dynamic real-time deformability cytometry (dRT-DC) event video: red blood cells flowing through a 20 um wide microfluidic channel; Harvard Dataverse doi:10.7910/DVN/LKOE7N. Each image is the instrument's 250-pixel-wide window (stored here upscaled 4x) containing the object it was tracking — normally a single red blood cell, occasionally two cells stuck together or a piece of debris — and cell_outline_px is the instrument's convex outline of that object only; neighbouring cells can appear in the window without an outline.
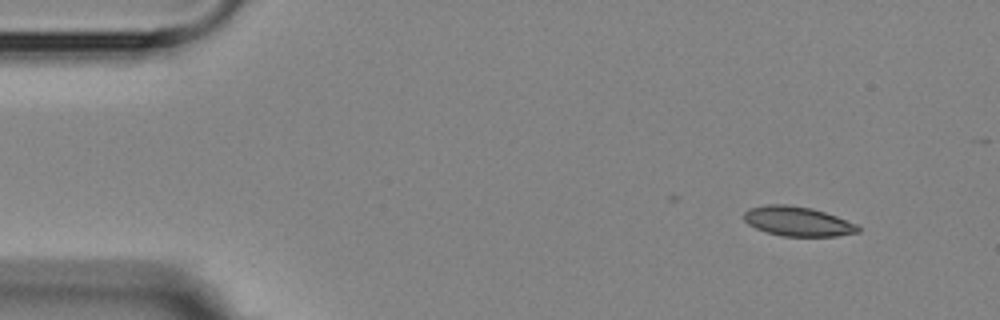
{"species": "Egyptian fruit bat (a non-hibernating species)", "species_latin": "Rousettus aegyptiacus", "temperature_condition": "room temperature", "stored_images_in_passage": 5, "camera_frame_rate_fps": 3000, "um_per_image_px": 0.085, "animal": {"sex": "female"}, "frame": {"image": 1, "passage_image": 1, "time_ms": 0.0, "image_size_px": [1000, 320], "cell_outline_px": [[860, 232], [836, 236], [784, 236], [768, 232], [756, 228], [748, 224], [744, 220], [744, 212], [748, 208], [768, 204], [784, 204], [812, 208], [836, 216], [856, 224], [860, 228]], "centroid_in_image_um": [67.79, 18.81], "position_along_channel_um": 17.2, "area_um2": 19.54}}
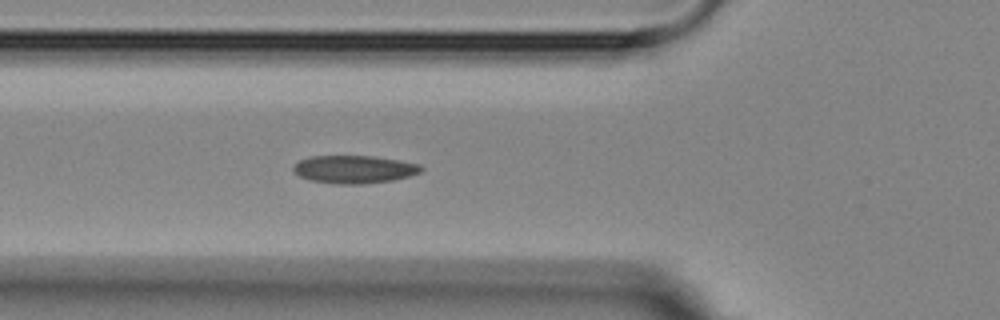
{"frame": {"image": 2, "passage_image": 5, "time_ms": 4.667, "image_size_px": [1000, 320], "cell_outline_px": [[424, 168], [420, 172], [408, 176], [392, 180], [364, 184], [336, 184], [308, 180], [292, 172], [292, 168], [300, 160], [312, 156], [372, 156], [400, 160], [420, 164]], "centroid_in_image_um": [30.09, 14.39], "position_along_channel_um": 95.7, "area_um2": 20.81}}